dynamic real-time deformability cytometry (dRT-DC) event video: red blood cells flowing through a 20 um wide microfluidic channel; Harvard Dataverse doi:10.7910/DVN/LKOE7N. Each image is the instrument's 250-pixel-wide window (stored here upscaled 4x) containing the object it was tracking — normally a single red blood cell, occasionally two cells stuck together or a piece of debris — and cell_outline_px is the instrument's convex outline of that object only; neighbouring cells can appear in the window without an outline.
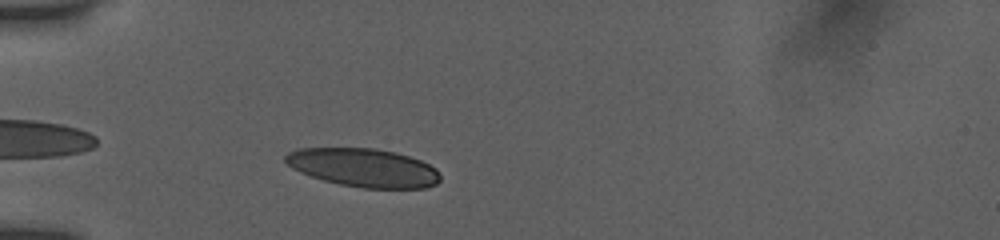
{"species": "human", "species_latin": "Homo sapiens", "temperature_condition": "room temperature", "stored_images_in_passage": 6, "camera_frame_rate_fps": 3000, "um_per_image_px": 0.085, "donor": {"sex": "female"}, "frame": {"image": 1, "passage_image": 3, "time_ms": 2.0, "image_size_px": [1000, 240], "cell_outline_px": [[440, 180], [436, 184], [424, 188], [364, 188], [340, 184], [324, 180], [300, 172], [292, 168], [284, 160], [284, 156], [288, 152], [300, 148], [376, 148], [396, 152], [420, 160], [436, 168], [440, 172]], "centroid_in_image_um": [30.91, 14.24], "position_along_channel_um": 54.1, "area_um2": 34.68}}
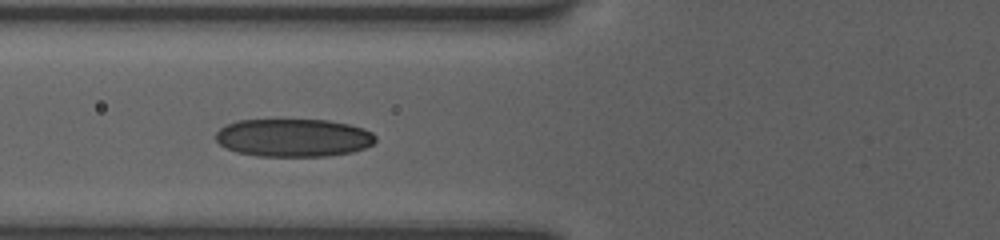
{"frame": {"image": 2, "passage_image": 5, "time_ms": 3.667, "image_size_px": [1000, 240], "cell_outline_px": [[376, 140], [372, 144], [364, 148], [352, 152], [324, 156], [256, 156], [236, 152], [220, 144], [216, 140], [216, 132], [224, 124], [236, 120], [328, 120], [348, 124], [364, 128], [372, 132], [376, 136]], "centroid_in_image_um": [24.93, 11.7], "position_along_channel_um": 100.9, "area_um2": 35.49}}